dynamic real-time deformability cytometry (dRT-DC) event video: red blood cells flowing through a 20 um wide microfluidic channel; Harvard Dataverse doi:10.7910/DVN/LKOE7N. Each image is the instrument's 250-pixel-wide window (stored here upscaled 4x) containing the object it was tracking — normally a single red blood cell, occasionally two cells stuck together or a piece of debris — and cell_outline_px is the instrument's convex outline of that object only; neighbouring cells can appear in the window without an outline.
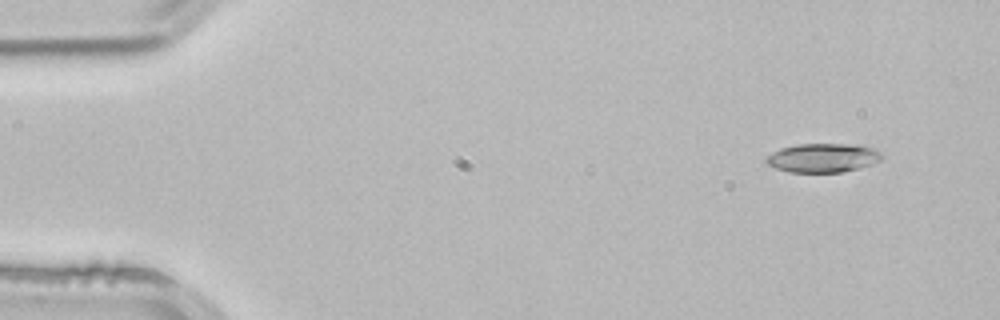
{"species": "common noctule bat (a hibernating species)", "species_latin": "Nyctalus noctula", "temperature_condition": "room temperature", "stored_images_in_passage": 3, "camera_frame_rate_fps": 3000, "um_per_image_px": 0.085, "animal": {"sex": "male", "body_mass_g": 21.5, "forearm_length_mm": 52.0}, "frame": {"image": 1, "passage_image": 1, "time_ms": 0.0, "image_size_px": [1000, 320], "cell_outline_px": [[884, 156], [880, 160], [872, 164], [860, 168], [844, 172], [788, 172], [776, 168], [768, 164], [764, 160], [772, 152], [780, 148], [796, 144], [856, 144], [872, 148], [880, 152]], "centroid_in_image_um": [69.95, 13.41], "position_along_channel_um": 15.0, "area_um2": 19.59}}